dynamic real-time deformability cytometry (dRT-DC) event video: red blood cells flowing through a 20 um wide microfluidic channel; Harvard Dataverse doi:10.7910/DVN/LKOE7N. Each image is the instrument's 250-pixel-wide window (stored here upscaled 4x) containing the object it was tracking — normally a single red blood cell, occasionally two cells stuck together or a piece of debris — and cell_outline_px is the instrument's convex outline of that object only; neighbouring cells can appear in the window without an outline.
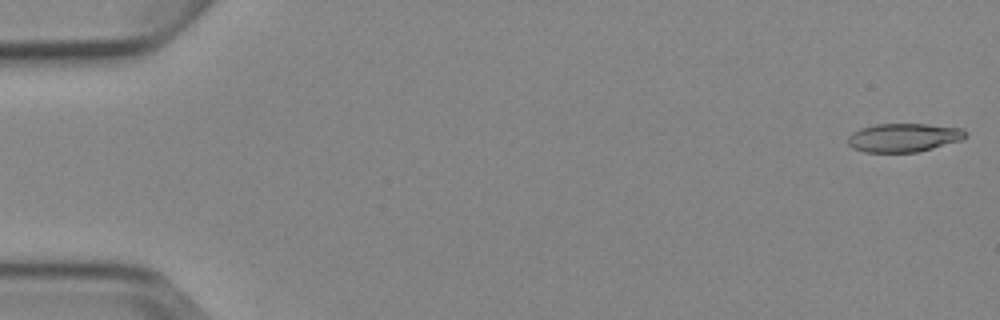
{"species": "Egyptian fruit bat (a non-hibernating species)", "species_latin": "Rousettus aegyptiacus", "temperature_condition": "cold", "stored_images_in_passage": 6, "camera_frame_rate_fps": 3000, "um_per_image_px": 0.085, "animal": {"sex": "female"}, "frame": {"image": 1, "passage_image": 1, "time_ms": 0.0, "image_size_px": [1000, 320], "cell_outline_px": [[968, 136], [960, 140], [932, 148], [916, 152], [864, 152], [852, 148], [848, 144], [848, 136], [852, 132], [860, 128], [876, 124], [928, 124], [964, 128], [968, 132]], "centroid_in_image_um": [76.82, 11.68], "position_along_channel_um": 8.2, "area_um2": 19.71}}
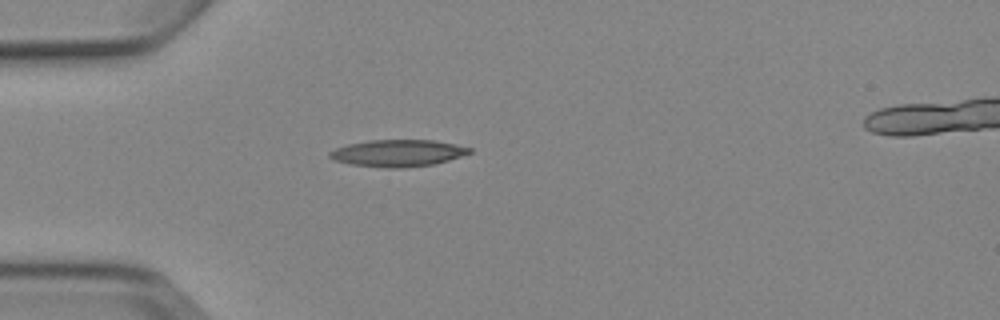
{"frame": {"image": 2, "passage_image": 5, "time_ms": 4.667, "image_size_px": [1000, 320], "cell_outline_px": [[472, 152], [448, 160], [432, 164], [404, 168], [388, 168], [352, 164], [336, 160], [328, 156], [328, 152], [336, 148], [348, 144], [368, 140], [432, 140], [456, 144], [472, 148]], "centroid_in_image_um": [33.82, 13.01], "position_along_channel_um": 51.2, "area_um2": 21.73}}